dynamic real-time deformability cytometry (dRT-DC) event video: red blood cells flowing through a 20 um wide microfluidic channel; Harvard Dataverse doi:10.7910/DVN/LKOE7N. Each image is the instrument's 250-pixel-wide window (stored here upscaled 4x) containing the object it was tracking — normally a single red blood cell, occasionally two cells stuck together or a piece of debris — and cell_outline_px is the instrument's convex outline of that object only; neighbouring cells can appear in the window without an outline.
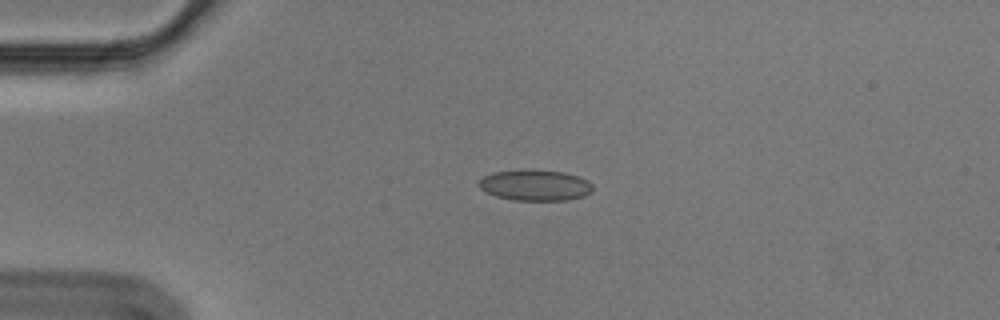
{"species": "Egyptian fruit bat (a non-hibernating species)", "species_latin": "Rousettus aegyptiacus", "temperature_condition": "cold", "stored_images_in_passage": 44, "camera_frame_rate_fps": 3000, "um_per_image_px": 0.085, "animal": {"sex": "male"}, "frame": {"image": 1, "passage_image": 1, "time_ms": 0.0, "image_size_px": [1000, 320], "cell_outline_px": [[592, 192], [584, 196], [568, 200], [512, 200], [496, 196], [484, 192], [480, 188], [480, 180], [484, 176], [492, 172], [524, 168], [564, 172], [580, 176], [588, 180], [592, 184]], "centroid_in_image_um": [45.49, 15.72], "position_along_channel_um": 39.5, "area_um2": 20.92}}
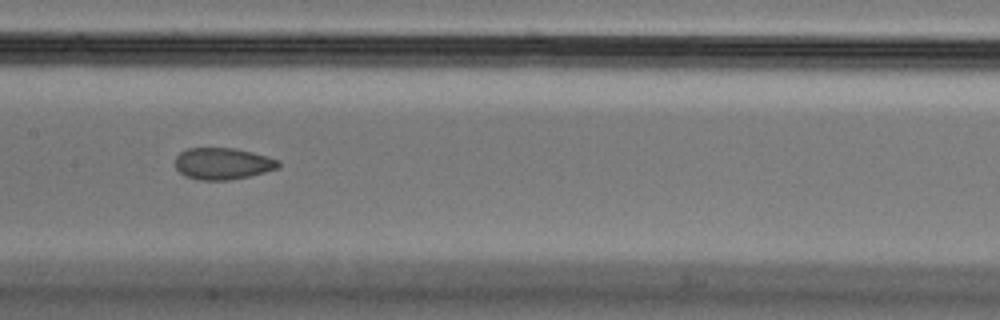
{"frame": {"image": 2, "passage_image": 16, "time_ms": 5.0, "image_size_px": [1000, 320], "cell_outline_px": [[280, 168], [248, 176], [228, 180], [200, 180], [184, 176], [176, 168], [176, 156], [180, 152], [188, 148], [236, 148], [268, 156], [280, 160]], "centroid_in_image_um": [18.95, 13.9], "position_along_channel_um": 188.5, "area_um2": 19.13}}
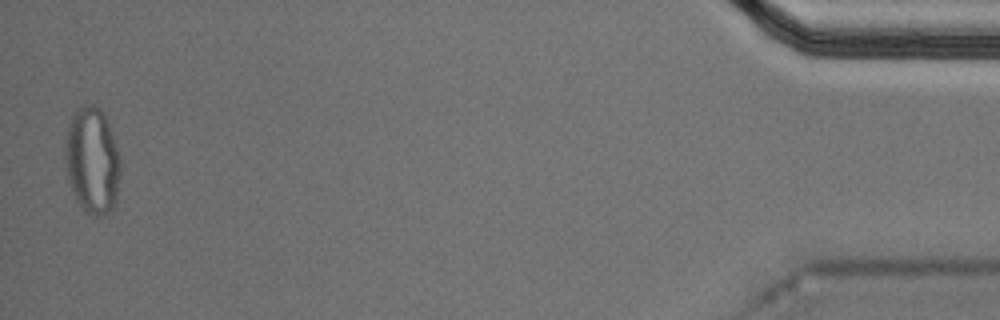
{"frame": {"image": 3, "passage_image": 43, "time_ms": 14.0, "image_size_px": [1000, 320], "cell_outline_px": [[120, 176], [116, 204], [108, 212], [96, 216], [88, 212], [76, 200], [68, 180], [64, 156], [64, 148], [68, 124], [72, 116], [84, 104], [92, 104], [100, 108], [104, 112], [120, 160]], "centroid_in_image_um": [7.83, 13.64], "position_along_channel_um": 427.4, "area_um2": 34.16}, "authors_computed_cell_mechanics": {"area_um2": 20.3456, "velocity_mm_per_s": 3.5884, "shape_relaxation_time_tau1_ms": null, "shape_relaxation_time_tau2_ms": 1.5757, "deformation_change_tau1": null, "deformation_change_tau2": 0.0693}}